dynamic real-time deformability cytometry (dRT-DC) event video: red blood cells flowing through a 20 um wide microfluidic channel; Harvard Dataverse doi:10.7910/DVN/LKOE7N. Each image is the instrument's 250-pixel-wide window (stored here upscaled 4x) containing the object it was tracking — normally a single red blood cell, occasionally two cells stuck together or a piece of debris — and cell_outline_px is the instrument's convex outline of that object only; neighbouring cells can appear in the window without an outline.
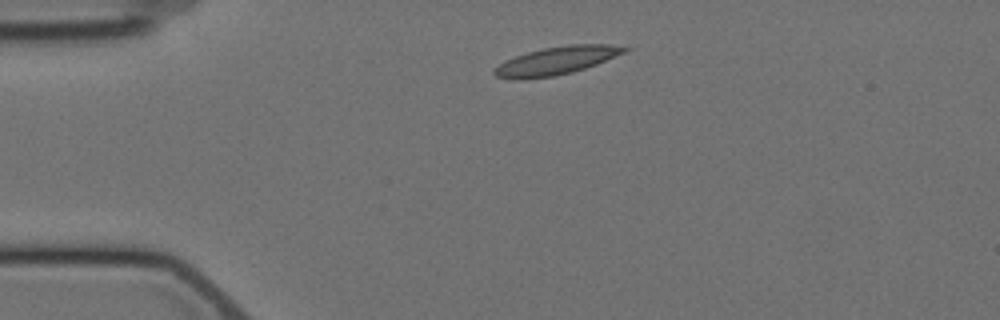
{"species": "Egyptian fruit bat (a non-hibernating species)", "species_latin": "Rousettus aegyptiacus", "temperature_condition": "cold", "stored_images_in_passage": 3, "camera_frame_rate_fps": 3000, "um_per_image_px": 0.085, "animal": {"sex": "female"}, "frame": {"image": 1, "passage_image": 2, "time_ms": 1.333, "image_size_px": [1000, 320], "cell_outline_px": [[628, 48], [624, 52], [596, 64], [572, 72], [552, 76], [516, 80], [512, 80], [496, 76], [492, 72], [504, 60], [528, 52], [544, 48], [568, 44], [608, 44]], "centroid_in_image_um": [47.24, 5.16], "position_along_channel_um": 37.8, "area_um2": 20.87}}